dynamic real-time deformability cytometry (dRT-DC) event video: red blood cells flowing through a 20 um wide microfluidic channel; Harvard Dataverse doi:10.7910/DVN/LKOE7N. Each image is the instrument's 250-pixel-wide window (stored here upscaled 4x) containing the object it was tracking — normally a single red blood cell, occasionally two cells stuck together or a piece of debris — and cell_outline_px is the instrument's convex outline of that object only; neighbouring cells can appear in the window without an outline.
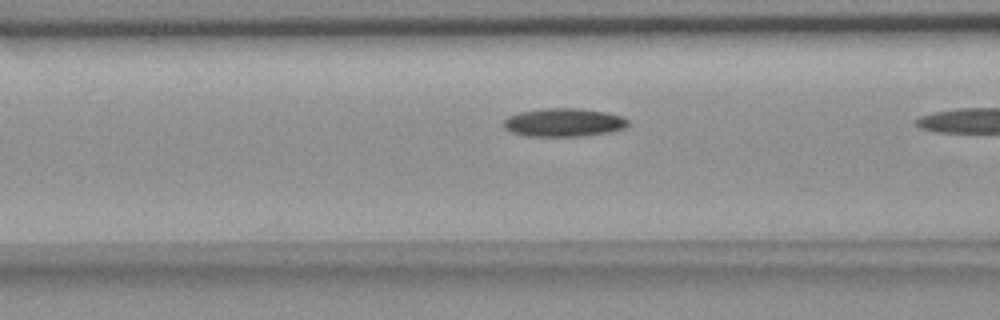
{"species": "common noctule bat (a hibernating species)", "species_latin": "Nyctalus noctula", "temperature_condition": "room temperature", "stored_images_in_passage": 20, "camera_frame_rate_fps": 3000, "um_per_image_px": 0.085, "animal": {"sex": "female", "body_mass_g": 18.4}, "frame": {"image": 1, "passage_image": 19, "time_ms": 6.0, "image_size_px": [1000, 320], "cell_outline_px": [[628, 124], [624, 128], [608, 132], [580, 136], [528, 136], [512, 132], [504, 128], [504, 120], [508, 116], [520, 112], [544, 108], [580, 108], [608, 112], [624, 116], [628, 120]], "centroid_in_image_um": [47.94, 10.39], "position_along_channel_um": 118.7, "area_um2": 20.58}}